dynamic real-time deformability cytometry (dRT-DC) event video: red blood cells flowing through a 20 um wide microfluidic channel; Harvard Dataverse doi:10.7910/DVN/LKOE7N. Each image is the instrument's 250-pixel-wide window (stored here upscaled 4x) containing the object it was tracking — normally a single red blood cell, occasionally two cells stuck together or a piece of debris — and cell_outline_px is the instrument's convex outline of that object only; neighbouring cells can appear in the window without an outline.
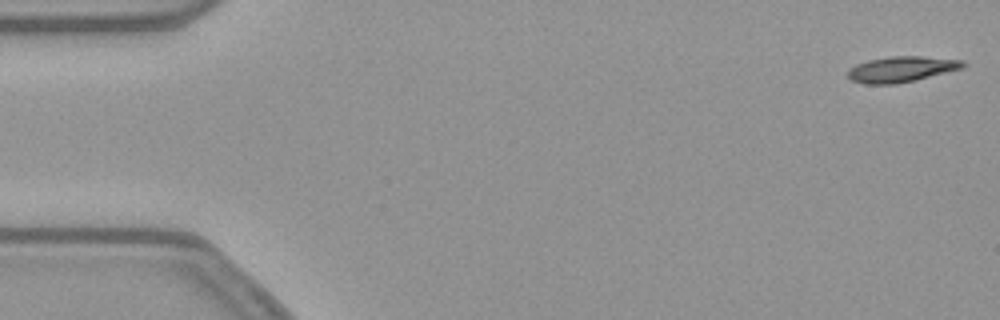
{"species": "common noctule bat (a hibernating species)", "species_latin": "Nyctalus noctula", "temperature_condition": "warm", "stored_images_in_passage": 53, "camera_frame_rate_fps": 3000, "um_per_image_px": 0.085, "animal": {"sex": "female", "body_mass_g": 21.9}, "frame": {"image": 1, "passage_image": 1, "time_ms": 0.0, "image_size_px": [1000, 320], "cell_outline_px": [[968, 64], [964, 68], [916, 80], [896, 84], [864, 84], [852, 80], [848, 76], [848, 68], [856, 64], [868, 60], [888, 56], [920, 56], [964, 60]], "centroid_in_image_um": [76.65, 5.88], "position_along_channel_um": 8.4, "area_um2": 17.46}}
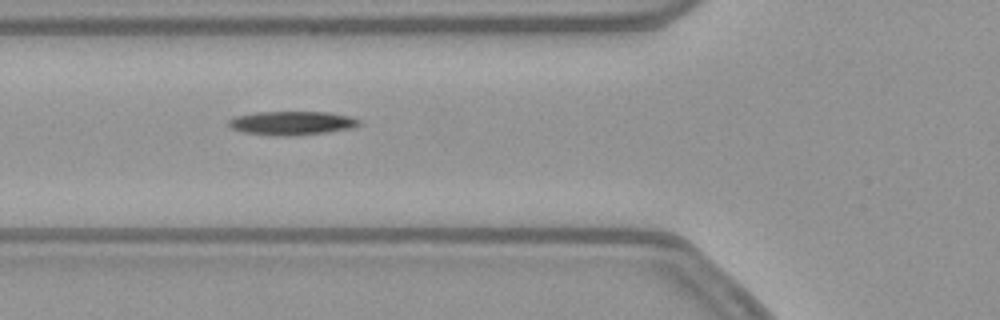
{"frame": {"image": 2, "passage_image": 19, "time_ms": 6.0, "image_size_px": [1000, 320], "cell_outline_px": [[360, 124], [352, 128], [328, 132], [244, 132], [232, 128], [228, 124], [228, 120], [236, 116], [256, 112], [328, 112], [348, 116], [360, 120]], "centroid_in_image_um": [24.85, 10.38], "position_along_channel_um": 100.9, "area_um2": 16.59}}
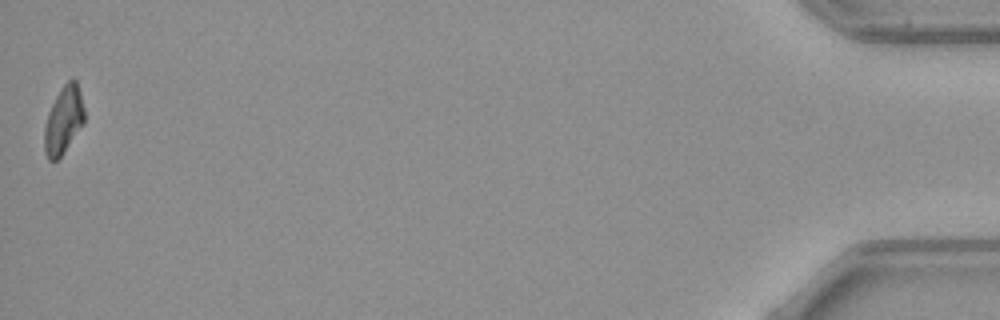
{"frame": {"image": 3, "passage_image": 53, "time_ms": 17.333, "image_size_px": [1000, 320], "cell_outline_px": [[84, 124], [60, 156], [56, 160], [48, 160], [44, 152], [44, 128], [48, 112], [60, 88], [72, 76], [76, 80], [80, 92], [84, 108]], "centroid_in_image_um": [5.4, 10.18], "position_along_channel_um": 429.8, "area_um2": 15.72}, "authors_computed_cell_mechanics": {"area_um2": 17.3978, "velocity_mm_per_s": 3.8225, "shape_relaxation_time_tau1_ms": 6.5089, "shape_relaxation_time_tau2_ms": null, "deformation_change_tau1": 0.211, "deformation_change_tau2": null}}